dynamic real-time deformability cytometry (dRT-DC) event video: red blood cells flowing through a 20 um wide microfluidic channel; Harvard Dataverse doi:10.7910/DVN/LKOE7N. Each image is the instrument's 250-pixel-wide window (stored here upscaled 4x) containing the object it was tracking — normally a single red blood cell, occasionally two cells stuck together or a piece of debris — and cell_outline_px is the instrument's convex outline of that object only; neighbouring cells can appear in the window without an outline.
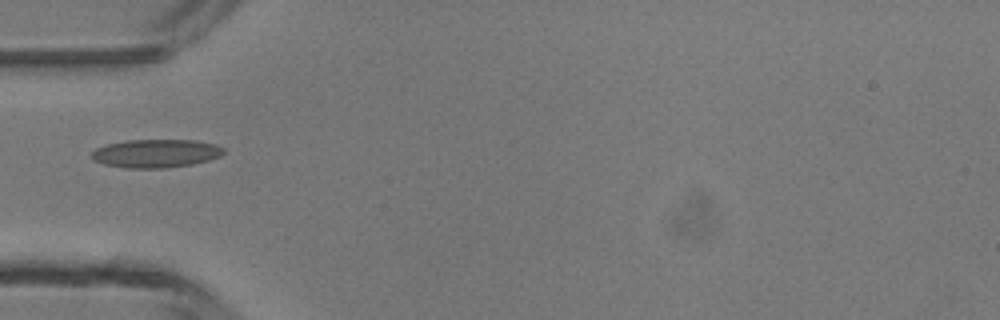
{"species": "common noctule bat (a hibernating species)", "species_latin": "Nyctalus noctula", "temperature_condition": "room temperature", "stored_images_in_passage": 1, "camera_frame_rate_fps": 3000, "um_per_image_px": 0.085, "animal": {"sex": "male", "body_mass_g": 13.3}, "frame": {"image": 1, "passage_image": 1, "time_ms": 0.0, "image_size_px": [1000, 320], "cell_outline_px": [[224, 152], [220, 156], [208, 160], [192, 164], [168, 168], [124, 168], [104, 164], [92, 160], [92, 152], [96, 148], [108, 144], [128, 140], [196, 140], [216, 144], [224, 148]], "centroid_in_image_um": [13.26, 13.04], "position_along_channel_um": 71.7, "area_um2": 21.85}}